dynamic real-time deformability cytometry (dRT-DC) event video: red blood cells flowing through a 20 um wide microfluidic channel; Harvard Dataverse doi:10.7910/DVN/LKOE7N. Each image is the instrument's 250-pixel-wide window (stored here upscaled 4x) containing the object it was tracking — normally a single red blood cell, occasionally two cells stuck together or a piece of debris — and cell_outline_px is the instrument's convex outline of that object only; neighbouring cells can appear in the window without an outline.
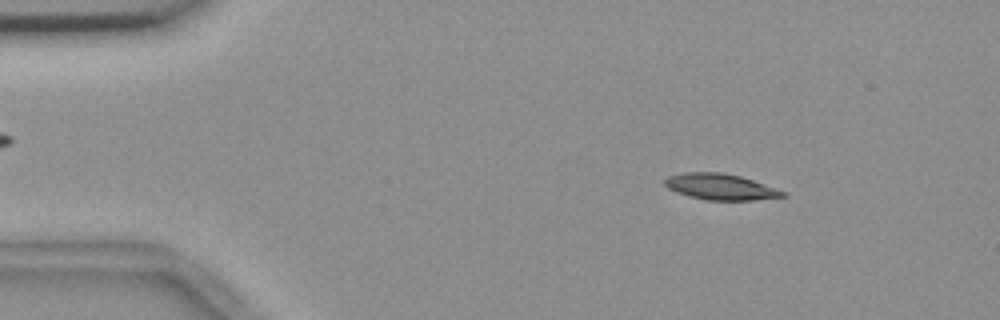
{"species": "common noctule bat (a hibernating species)", "species_latin": "Nyctalus noctula", "temperature_condition": "room temperature", "stored_images_in_passage": 50, "camera_frame_rate_fps": 3000, "um_per_image_px": 0.085, "animal": {"sex": "female", "body_mass_g": 18.4}, "frame": {"image": 1, "passage_image": 2, "time_ms": 0.333, "image_size_px": [1000, 320], "cell_outline_px": [[788, 196], [752, 200], [708, 200], [676, 192], [668, 188], [664, 184], [664, 180], [668, 176], [684, 172], [720, 172], [740, 176], [788, 192]], "centroid_in_image_um": [61.26, 15.87], "position_along_channel_um": 23.7, "area_um2": 17.8}}
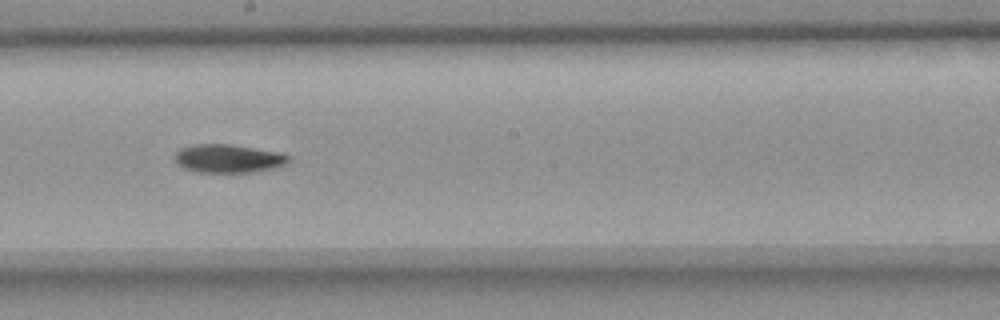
{"frame": {"image": 2, "passage_image": 25, "time_ms": 8.0, "image_size_px": [1000, 320], "cell_outline_px": [[288, 160], [284, 164], [272, 168], [256, 172], [196, 172], [184, 168], [172, 156], [180, 148], [196, 144], [228, 144], [280, 152], [288, 156]], "centroid_in_image_um": [19.36, 13.47], "position_along_channel_um": 228.8, "area_um2": 18.61}}
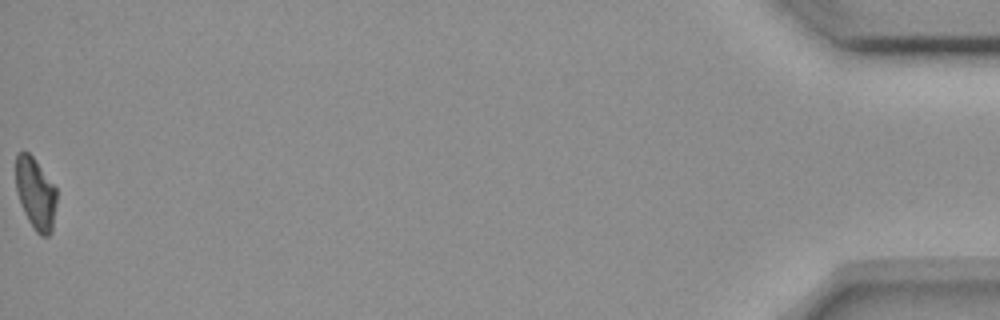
{"frame": {"image": 3, "passage_image": 50, "time_ms": 16.333, "image_size_px": [1000, 320], "cell_outline_px": [[56, 204], [52, 232], [48, 236], [40, 236], [36, 232], [28, 220], [20, 204], [16, 192], [16, 152], [28, 152], [32, 156], [56, 188]], "centroid_in_image_um": [3.01, 16.48], "position_along_channel_um": 432.2, "area_um2": 17.05}, "authors_computed_cell_mechanics": {"area_um2": 18.4671, "velocity_mm_per_s": 3.6374, "shape_relaxation_time_tau1_ms": 4.7774, "shape_relaxation_time_tau2_ms": null, "deformation_change_tau1": 0.1466, "deformation_change_tau2": null}}